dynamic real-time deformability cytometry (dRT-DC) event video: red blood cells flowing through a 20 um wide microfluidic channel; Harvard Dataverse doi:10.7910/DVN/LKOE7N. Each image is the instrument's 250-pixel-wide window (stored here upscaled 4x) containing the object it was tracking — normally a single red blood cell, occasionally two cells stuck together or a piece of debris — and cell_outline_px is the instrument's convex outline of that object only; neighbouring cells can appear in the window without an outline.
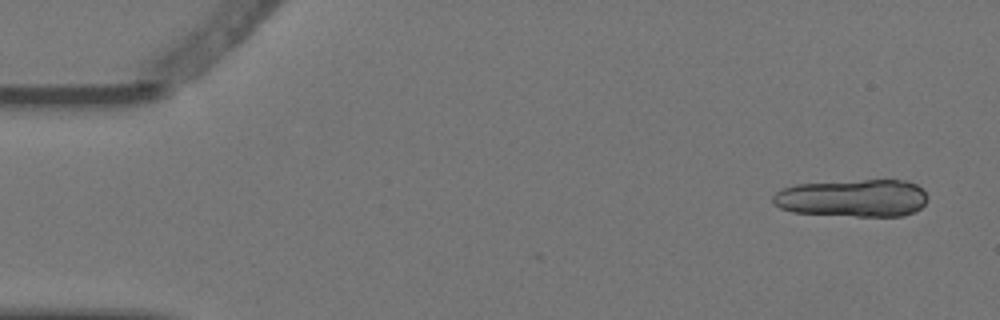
{"species": "Egyptian fruit bat (a non-hibernating species)", "species_latin": "Rousettus aegyptiacus", "temperature_condition": "warm", "stored_images_in_passage": 7, "segment_of_instrument_passage": [1, 2], "camera_frame_rate_fps": 3000, "um_per_image_px": 0.085, "animal": {"sex": "female"}, "frame": {"image": 1, "passage_image": 1, "time_ms": 0.0, "image_size_px": [1000, 320], "cell_outline_px": [[928, 196], [924, 204], [916, 212], [904, 216], [856, 216], [792, 212], [780, 208], [772, 200], [772, 196], [776, 192], [784, 188], [796, 184], [864, 180], [904, 180], [916, 184]], "centroid_in_image_um": [72.5, 16.84], "position_along_channel_um": 12.5, "area_um2": 33.81}}